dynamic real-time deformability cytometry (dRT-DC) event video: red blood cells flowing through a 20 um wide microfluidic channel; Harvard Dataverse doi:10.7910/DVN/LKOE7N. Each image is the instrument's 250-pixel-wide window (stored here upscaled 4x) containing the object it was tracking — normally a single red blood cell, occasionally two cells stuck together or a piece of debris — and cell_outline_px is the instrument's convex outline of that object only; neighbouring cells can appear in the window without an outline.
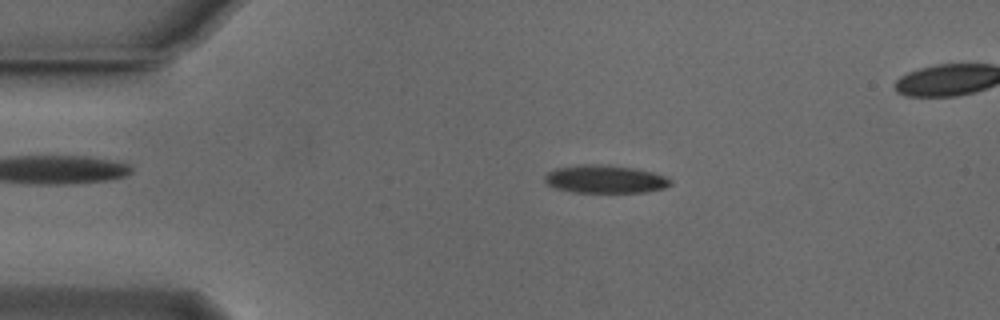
{"species": "Egyptian fruit bat (a non-hibernating species)", "species_latin": "Rousettus aegyptiacus", "temperature_condition": "cold", "stored_images_in_passage": 51, "camera_frame_rate_fps": 3000, "um_per_image_px": 0.085, "animal": {"sex": "male"}, "frame": {"image": 1, "passage_image": 10, "time_ms": 3.0, "image_size_px": [1000, 320], "cell_outline_px": [[672, 184], [664, 188], [644, 192], [572, 192], [556, 188], [548, 184], [544, 180], [544, 176], [548, 172], [556, 168], [580, 164], [608, 164], [632, 168], [652, 172], [664, 176], [672, 180]], "centroid_in_image_um": [51.42, 15.22], "position_along_channel_um": 33.6, "area_um2": 20.52}}
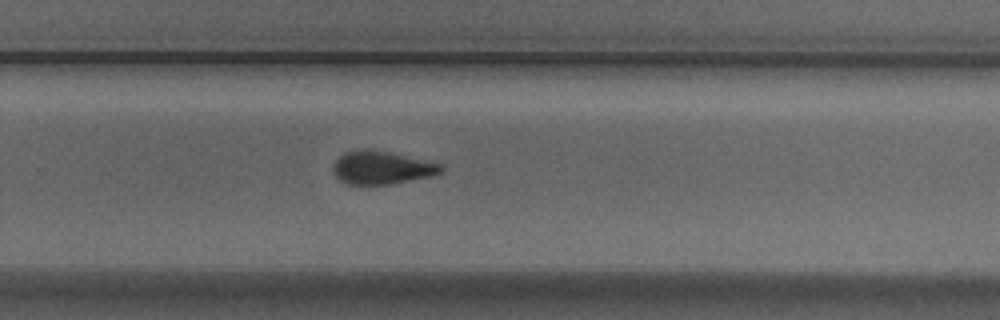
{"frame": {"image": 2, "passage_image": 34, "time_ms": 11.0, "image_size_px": [1000, 320], "cell_outline_px": [[444, 168], [440, 172], [428, 176], [388, 184], [348, 184], [340, 180], [332, 172], [332, 164], [344, 152], [360, 148], [364, 148], [388, 152], [440, 164]], "centroid_in_image_um": [32.34, 14.24], "position_along_channel_um": 297.5, "area_um2": 20.4}}
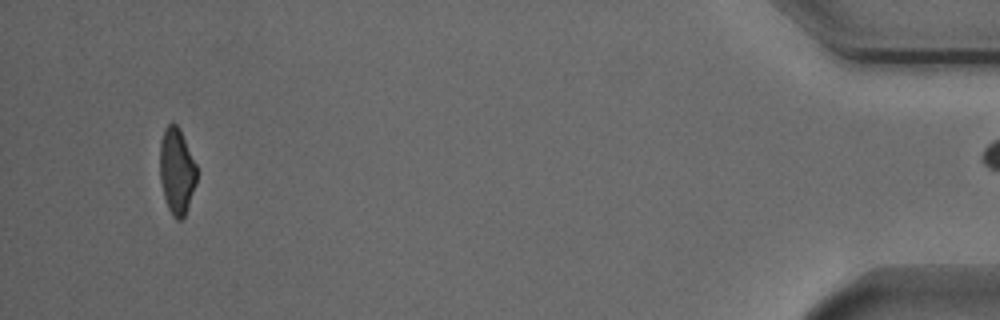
{"frame": {"image": 3, "passage_image": 50, "time_ms": 16.333, "image_size_px": [1000, 320], "cell_outline_px": [[196, 184], [184, 216], [180, 220], [176, 220], [172, 216], [168, 208], [164, 196], [160, 180], [160, 140], [164, 128], [168, 124], [176, 124], [180, 128], [196, 164]], "centroid_in_image_um": [15.01, 14.52], "position_along_channel_um": 420.2, "area_um2": 18.5}}